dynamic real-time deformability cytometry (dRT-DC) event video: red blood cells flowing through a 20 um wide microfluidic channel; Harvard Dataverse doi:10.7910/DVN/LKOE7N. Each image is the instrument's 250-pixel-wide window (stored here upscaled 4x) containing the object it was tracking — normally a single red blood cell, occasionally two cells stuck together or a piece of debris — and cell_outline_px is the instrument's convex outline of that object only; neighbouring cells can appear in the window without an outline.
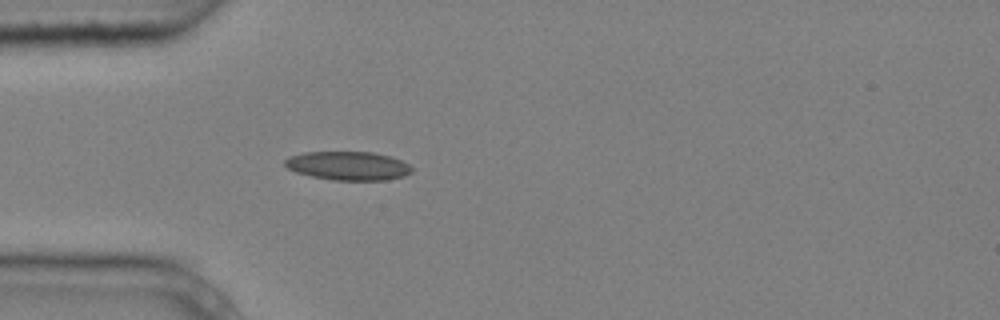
{"species": "common noctule bat (a hibernating species)", "species_latin": "Nyctalus noctula", "temperature_condition": "cold", "stored_images_in_passage": 5, "camera_frame_rate_fps": 3000, "um_per_image_px": 0.085, "animal": {"sex": "male", "body_mass_g": 20.4}, "frame": {"image": 1, "passage_image": 5, "time_ms": 1.333, "image_size_px": [1000, 320], "cell_outline_px": [[412, 172], [404, 176], [388, 180], [332, 180], [312, 176], [296, 172], [288, 168], [284, 164], [284, 160], [288, 156], [304, 152], [372, 152], [392, 156], [408, 164], [412, 168]], "centroid_in_image_um": [29.59, 14.09], "position_along_channel_um": 55.4, "area_um2": 21.33}}